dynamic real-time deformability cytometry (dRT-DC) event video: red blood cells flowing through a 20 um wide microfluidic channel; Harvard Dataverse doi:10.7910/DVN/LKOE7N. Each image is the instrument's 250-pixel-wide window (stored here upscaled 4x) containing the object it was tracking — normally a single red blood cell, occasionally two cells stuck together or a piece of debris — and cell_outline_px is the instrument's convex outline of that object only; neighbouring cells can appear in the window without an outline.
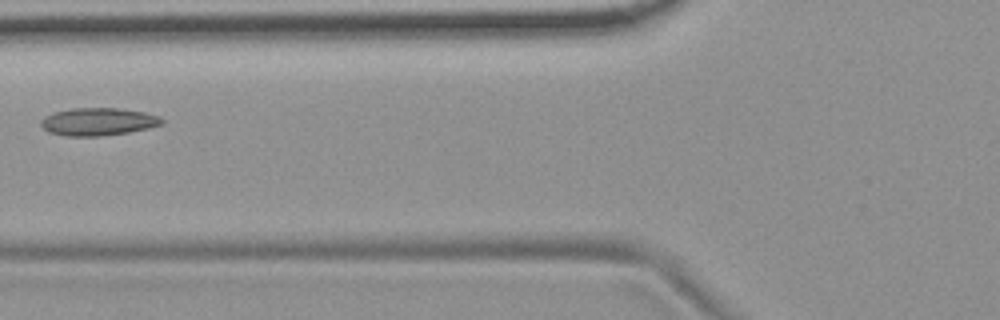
{"species": "common noctule bat (a hibernating species)", "species_latin": "Nyctalus noctula", "temperature_condition": "room temperature", "stored_images_in_passage": 5, "camera_frame_rate_fps": 3000, "um_per_image_px": 0.085, "animal": {"sex": "female", "body_mass_g": 19.9}, "frame": {"image": 1, "passage_image": 2, "time_ms": 1.333, "image_size_px": [1000, 320], "cell_outline_px": [[164, 124], [148, 128], [128, 132], [100, 136], [68, 136], [48, 132], [40, 124], [40, 120], [44, 116], [52, 112], [72, 108], [120, 108], [144, 112], [160, 116], [164, 120]], "centroid_in_image_um": [8.34, 10.33], "position_along_channel_um": 117.5, "area_um2": 19.65}}
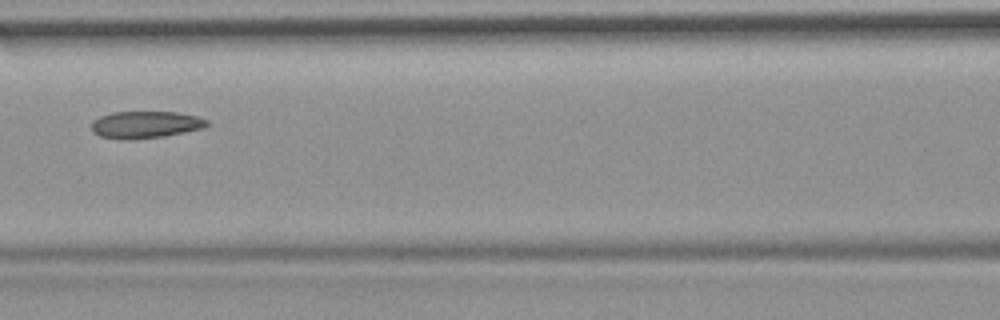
{"frame": {"image": 2, "passage_image": 3, "time_ms": 2.333, "image_size_px": [1000, 320], "cell_outline_px": [[208, 124], [204, 128], [164, 136], [128, 140], [120, 140], [100, 136], [92, 132], [92, 120], [100, 116], [112, 112], [176, 112], [196, 116], [208, 120]], "centroid_in_image_um": [12.33, 10.6], "position_along_channel_um": 154.3, "area_um2": 18.26}}